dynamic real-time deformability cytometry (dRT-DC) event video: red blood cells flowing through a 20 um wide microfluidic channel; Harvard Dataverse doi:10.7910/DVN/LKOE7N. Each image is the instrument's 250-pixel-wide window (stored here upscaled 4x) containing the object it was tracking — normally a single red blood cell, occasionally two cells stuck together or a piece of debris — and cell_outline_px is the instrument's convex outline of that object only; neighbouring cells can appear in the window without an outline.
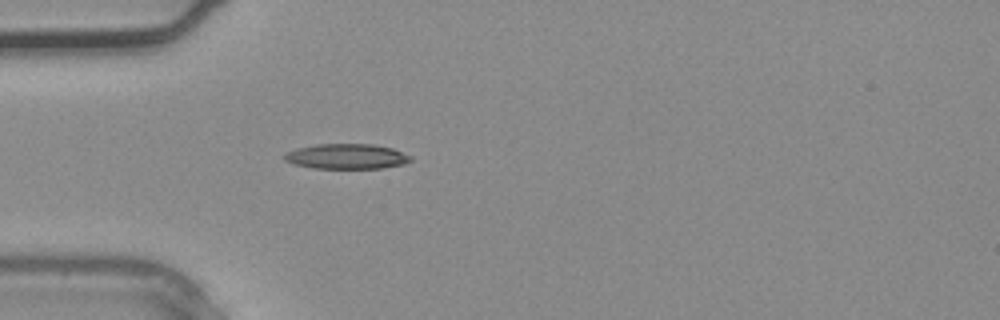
{"species": "common noctule bat (a hibernating species)", "species_latin": "Nyctalus noctula", "temperature_condition": "warm", "stored_images_in_passage": 26, "camera_frame_rate_fps": 3000, "um_per_image_px": 0.085, "animal": {"sex": "male", "body_mass_g": 20.4}, "frame": {"image": 1, "passage_image": 1, "time_ms": 0.0, "image_size_px": [1000, 320], "cell_outline_px": [[412, 160], [404, 164], [384, 168], [316, 168], [296, 164], [284, 160], [284, 156], [288, 152], [296, 148], [316, 144], [372, 144], [392, 148], [412, 156]], "centroid_in_image_um": [29.51, 13.29], "position_along_channel_um": 55.5, "area_um2": 18.38}}